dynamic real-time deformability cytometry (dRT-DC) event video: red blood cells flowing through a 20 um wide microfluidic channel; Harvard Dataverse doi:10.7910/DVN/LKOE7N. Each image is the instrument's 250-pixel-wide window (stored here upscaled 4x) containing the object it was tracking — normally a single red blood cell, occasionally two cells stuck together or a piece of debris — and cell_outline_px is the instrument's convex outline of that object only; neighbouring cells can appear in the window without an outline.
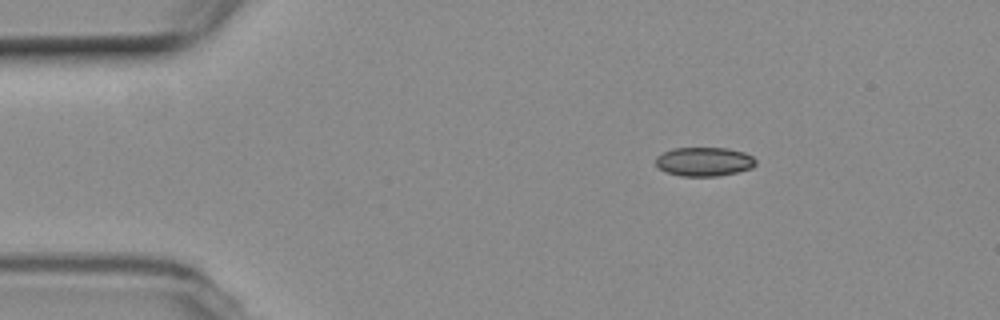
{"species": "common noctule bat (a hibernating species)", "species_latin": "Nyctalus noctula", "temperature_condition": "room temperature", "stored_images_in_passage": 2, "camera_frame_rate_fps": 3000, "um_per_image_px": 0.085, "animal": {"sex": "female", "body_mass_g": 19.3, "forearm_length_mm": 54.1}, "frame": {"image": 1, "passage_image": 1, "time_ms": 0.0, "image_size_px": [1000, 320], "cell_outline_px": [[756, 164], [752, 168], [720, 176], [680, 176], [668, 172], [660, 168], [656, 164], [656, 156], [672, 148], [728, 148], [744, 152], [752, 156], [756, 160]], "centroid_in_image_um": [59.87, 13.73], "position_along_channel_um": 25.1, "area_um2": 16.88}}